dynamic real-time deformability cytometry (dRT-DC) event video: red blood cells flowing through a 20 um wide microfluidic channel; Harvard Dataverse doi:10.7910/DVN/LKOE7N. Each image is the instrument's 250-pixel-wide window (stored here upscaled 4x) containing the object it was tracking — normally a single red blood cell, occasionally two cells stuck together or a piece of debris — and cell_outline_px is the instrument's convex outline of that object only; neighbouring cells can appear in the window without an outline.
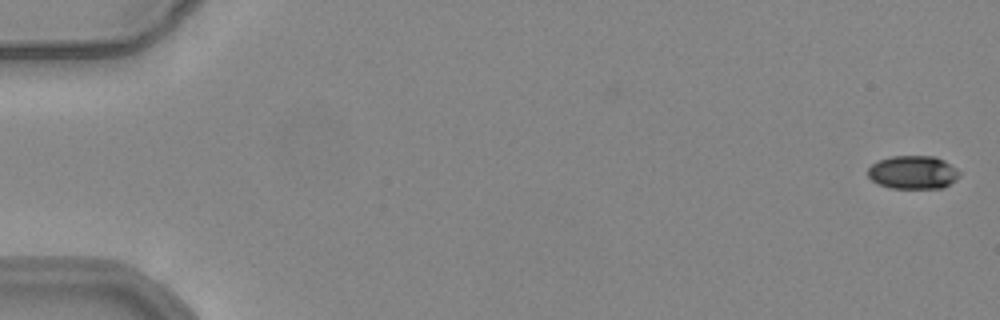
{"species": "common noctule bat (a hibernating species)", "species_latin": "Nyctalus noctula", "temperature_condition": "warm", "stored_images_in_passage": 54, "camera_frame_rate_fps": 3000, "um_per_image_px": 0.085, "animal": {"sex": "female", "body_mass_g": 24.6, "forearm_length_mm": 56.2}, "frame": {"image": 1, "passage_image": 1, "time_ms": 0.0, "image_size_px": [1000, 320], "cell_outline_px": [[960, 176], [956, 180], [944, 188], [892, 188], [880, 184], [872, 180], [868, 176], [868, 168], [872, 164], [880, 160], [892, 156], [936, 156], [944, 160], [956, 168], [960, 172]], "centroid_in_image_um": [77.64, 14.65], "position_along_channel_um": 7.4, "area_um2": 17.8}}
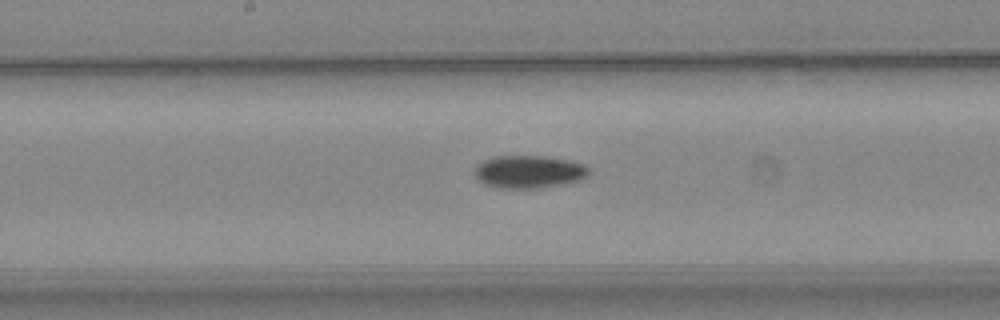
{"frame": {"image": 2, "passage_image": 29, "time_ms": 9.333, "image_size_px": [1000, 320], "cell_outline_px": [[592, 172], [588, 176], [580, 180], [568, 184], [540, 188], [496, 188], [484, 184], [476, 176], [476, 168], [484, 160], [496, 156], [544, 156], [572, 160], [584, 164], [592, 168]], "centroid_in_image_um": [45.07, 14.61], "position_along_channel_um": 203.1, "area_um2": 22.14}}
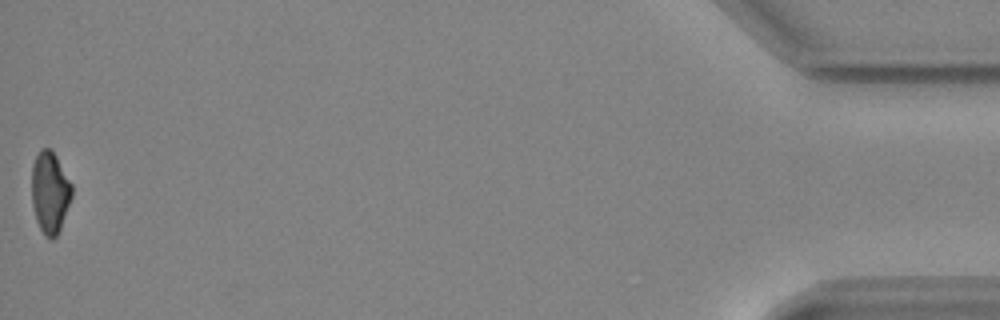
{"frame": {"image": 3, "passage_image": 54, "time_ms": 17.667, "image_size_px": [1000, 320], "cell_outline_px": [[72, 196], [60, 228], [56, 236], [52, 240], [44, 236], [36, 220], [32, 204], [32, 164], [40, 148], [52, 148], [72, 184]], "centroid_in_image_um": [4.24, 16.33], "position_along_channel_um": 431.0, "area_um2": 19.19}, "authors_computed_cell_mechanics": {"area_um2": 19.9988, "velocity_mm_per_s": 3.8907, "shape_relaxation_time_tau1_ms": 4.704, "shape_relaxation_time_tau2_ms": null, "deformation_change_tau1": 0.1334, "deformation_change_tau2": null}}